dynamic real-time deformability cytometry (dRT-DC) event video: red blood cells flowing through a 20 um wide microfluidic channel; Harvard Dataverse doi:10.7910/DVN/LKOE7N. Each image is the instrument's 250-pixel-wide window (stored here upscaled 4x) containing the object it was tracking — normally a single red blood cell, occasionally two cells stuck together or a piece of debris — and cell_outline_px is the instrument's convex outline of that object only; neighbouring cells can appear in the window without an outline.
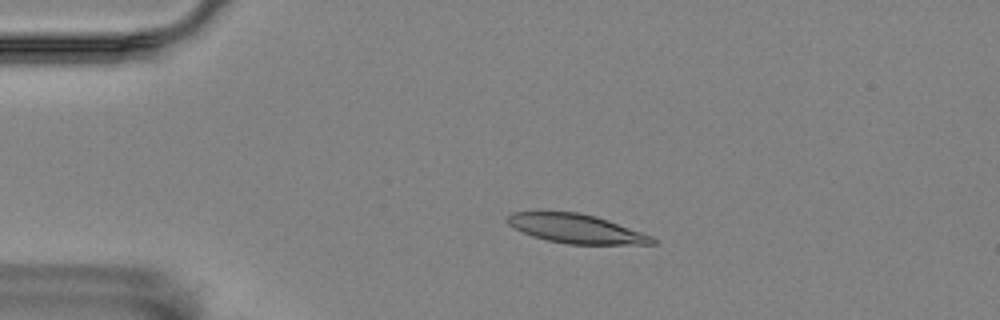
{"species": "Egyptian fruit bat (a non-hibernating species)", "species_latin": "Rousettus aegyptiacus", "temperature_condition": "room temperature", "stored_images_in_passage": 57, "camera_frame_rate_fps": 3000, "um_per_image_px": 0.085, "animal": {"sex": "female"}, "frame": {"image": 1, "passage_image": 12, "time_ms": 3.667, "image_size_px": [1000, 320], "cell_outline_px": [[660, 240], [656, 244], [568, 244], [548, 240], [532, 236], [508, 224], [504, 220], [512, 212], [580, 212], [596, 216], [608, 220], [652, 236]], "centroid_in_image_um": [49.01, 19.44], "position_along_channel_um": 36.0, "area_um2": 24.39}}
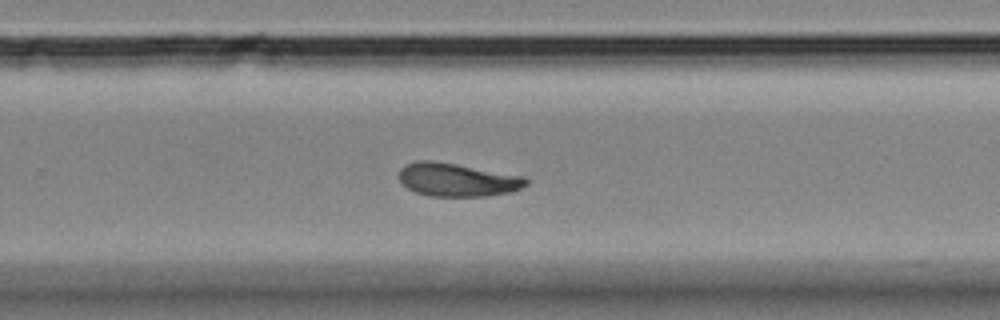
{"frame": {"image": 2, "passage_image": 37, "time_ms": 12.0, "image_size_px": [1000, 320], "cell_outline_px": [[528, 184], [512, 192], [488, 196], [428, 196], [416, 192], [408, 188], [400, 180], [400, 168], [404, 164], [416, 160], [432, 160], [456, 164], [524, 176], [528, 180]], "centroid_in_image_um": [38.87, 15.28], "position_along_channel_um": 290.9, "area_um2": 24.68}}
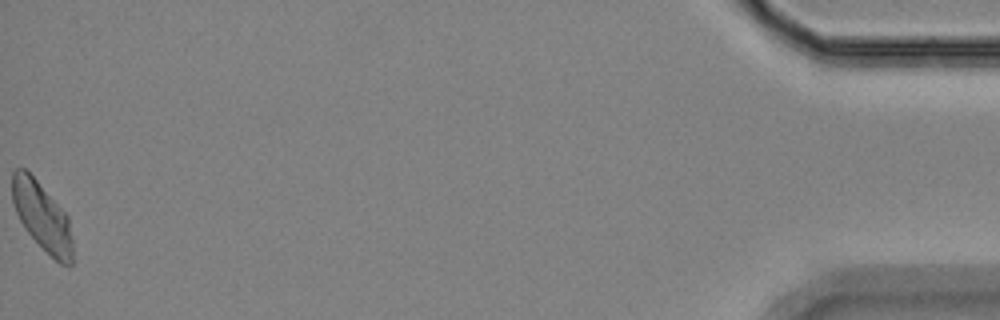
{"frame": {"image": 3, "passage_image": 57, "time_ms": 18.667, "image_size_px": [1000, 320], "cell_outline_px": [[72, 264], [68, 268], [60, 264], [24, 228], [12, 204], [12, 172], [16, 168], [24, 168], [36, 180], [68, 216], [72, 240]], "centroid_in_image_um": [3.57, 18.41], "position_along_channel_um": 431.6, "area_um2": 23.7}, "authors_computed_cell_mechanics": {"area_um2": 24.854, "velocity_mm_per_s": 3.5196, "shape_relaxation_time_tau1_ms": 4.527, "shape_relaxation_time_tau2_ms": 4.072, "deformation_change_tau1": 0.135, "deformation_change_tau2": 0.0898}}